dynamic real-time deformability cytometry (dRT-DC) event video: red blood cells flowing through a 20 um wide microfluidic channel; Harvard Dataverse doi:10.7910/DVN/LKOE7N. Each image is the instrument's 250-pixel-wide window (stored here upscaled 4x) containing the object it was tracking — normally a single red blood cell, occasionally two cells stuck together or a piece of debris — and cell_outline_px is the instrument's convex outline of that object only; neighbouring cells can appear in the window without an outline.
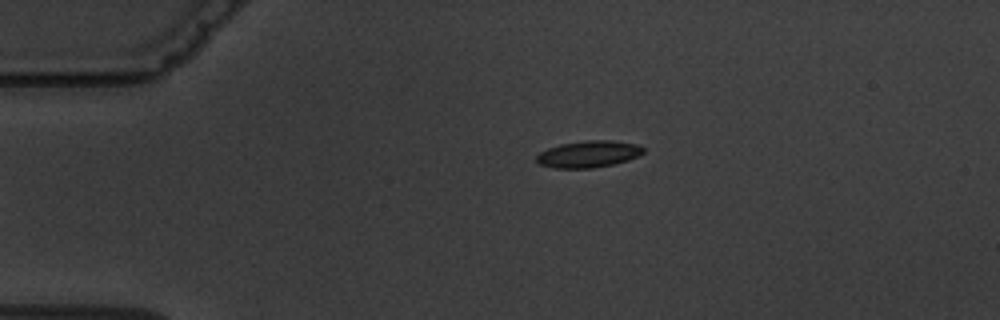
{"species": "common noctule bat (a hibernating species)", "species_latin": "Nyctalus noctula", "temperature_condition": "warm", "stored_images_in_passage": 5, "camera_frame_rate_fps": 3000, "um_per_image_px": 0.085, "animal": {"sex": "male", "body_mass_g": 19.5, "forearm_length_mm": 54.6}, "frame": {"image": 1, "passage_image": 5, "time_ms": 4.667, "image_size_px": [1000, 320], "cell_outline_px": [[644, 152], [628, 160], [612, 164], [592, 168], [556, 168], [540, 164], [536, 160], [536, 156], [540, 152], [548, 148], [560, 144], [584, 140], [612, 140], [636, 144], [644, 148]], "centroid_in_image_um": [50.01, 13.09], "position_along_channel_um": 35.0, "area_um2": 16.53}}